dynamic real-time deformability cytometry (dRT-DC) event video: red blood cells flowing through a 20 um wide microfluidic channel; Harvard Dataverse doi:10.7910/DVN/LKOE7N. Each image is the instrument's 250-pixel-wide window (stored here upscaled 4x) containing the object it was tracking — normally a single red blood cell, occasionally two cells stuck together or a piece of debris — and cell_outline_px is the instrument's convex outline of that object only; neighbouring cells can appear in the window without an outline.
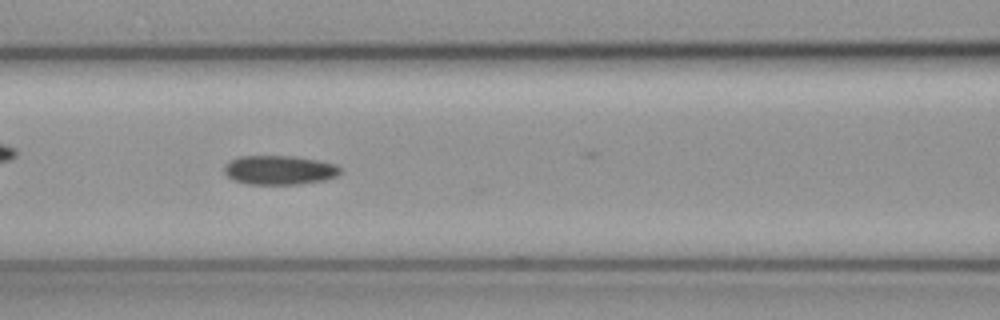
{"species": "common noctule bat (a hibernating species)", "species_latin": "Nyctalus noctula", "temperature_condition": "cold", "stored_images_in_passage": 29, "camera_frame_rate_fps": 3000, "um_per_image_px": 0.085, "animal": {"sex": "female", "body_mass_g": 19.3, "forearm_length_mm": 54.1}, "frame": {"image": 1, "passage_image": 9, "time_ms": 2.667, "image_size_px": [1000, 320], "cell_outline_px": [[340, 172], [336, 176], [324, 180], [296, 184], [248, 184], [236, 180], [228, 176], [224, 172], [224, 168], [232, 160], [240, 156], [292, 156], [316, 160], [336, 164], [340, 168]], "centroid_in_image_um": [23.76, 14.45], "position_along_channel_um": 142.8, "area_um2": 19.36}}
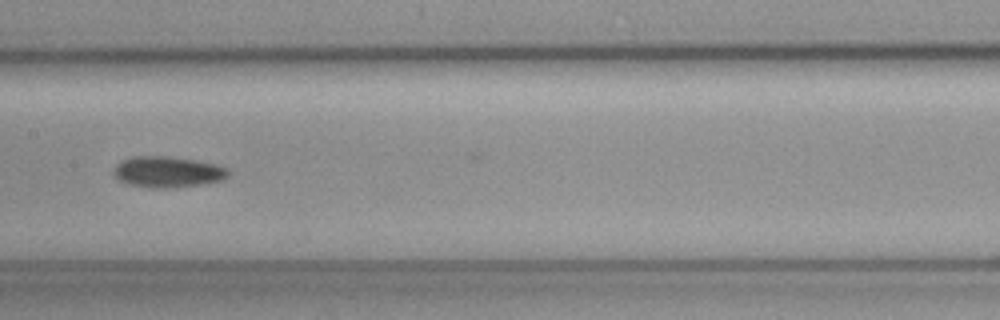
{"frame": {"image": 2, "passage_image": 13, "time_ms": 4.0, "image_size_px": [1000, 320], "cell_outline_px": [[228, 176], [224, 180], [204, 184], [164, 188], [148, 188], [128, 184], [116, 180], [112, 176], [112, 172], [116, 164], [132, 156], [168, 156], [196, 160], [216, 164], [228, 168]], "centroid_in_image_um": [14.22, 14.62], "position_along_channel_um": 193.2, "area_um2": 21.04}, "authors_computed_cell_mechanics": {"area_um2": 19.8254, "velocity_mm_per_s": 3.7738, "shape_relaxation_time_tau1_ms": 6.6316, "shape_relaxation_time_tau2_ms": null, "deformation_change_tau1": 0.0916, "deformation_change_tau2": null}}